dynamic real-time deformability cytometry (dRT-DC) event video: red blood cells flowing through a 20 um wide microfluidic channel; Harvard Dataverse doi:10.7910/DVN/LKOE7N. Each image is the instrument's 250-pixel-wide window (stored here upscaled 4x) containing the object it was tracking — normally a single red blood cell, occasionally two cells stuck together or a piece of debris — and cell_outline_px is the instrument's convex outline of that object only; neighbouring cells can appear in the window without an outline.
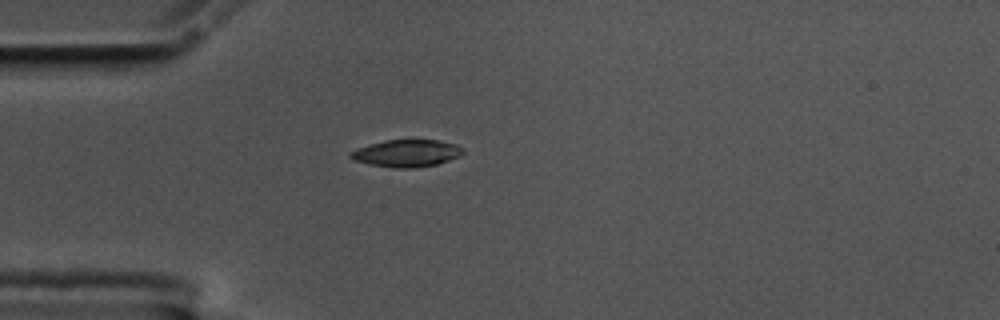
{"species": "common noctule bat (a hibernating species)", "species_latin": "Nyctalus noctula", "temperature_condition": "cold", "stored_images_in_passage": 42, "camera_frame_rate_fps": 3000, "um_per_image_px": 0.085, "animal": {"sex": "male", "body_mass_g": 17.5, "forearm_length_mm": 52.3}, "frame": {"image": 1, "passage_image": 1, "time_ms": 0.0, "image_size_px": [1000, 320], "cell_outline_px": [[464, 152], [460, 156], [436, 164], [412, 168], [396, 168], [372, 164], [356, 160], [348, 156], [348, 152], [356, 148], [384, 140], [412, 136], [416, 136], [456, 144], [464, 148]], "centroid_in_image_um": [34.58, 12.96], "position_along_channel_um": 50.4, "area_um2": 18.5}}
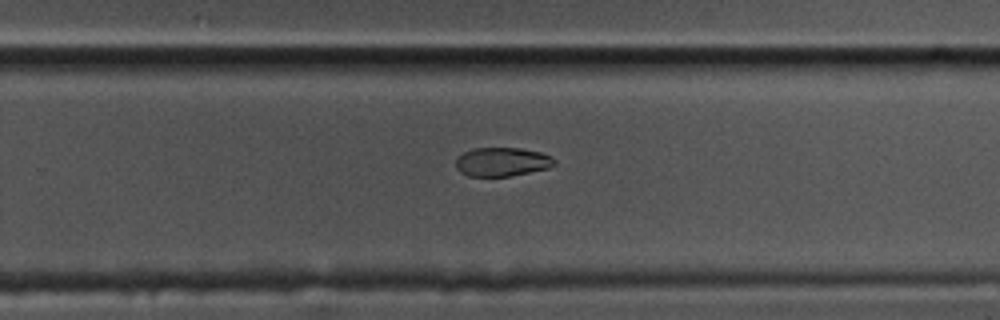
{"frame": {"image": 2, "passage_image": 22, "time_ms": 7.0, "image_size_px": [1000, 320], "cell_outline_px": [[556, 164], [548, 168], [512, 176], [468, 176], [460, 172], [456, 168], [456, 160], [464, 152], [472, 148], [520, 148], [540, 152], [552, 156], [556, 160]], "centroid_in_image_um": [42.7, 13.76], "position_along_channel_um": 287.1, "area_um2": 16.65}}
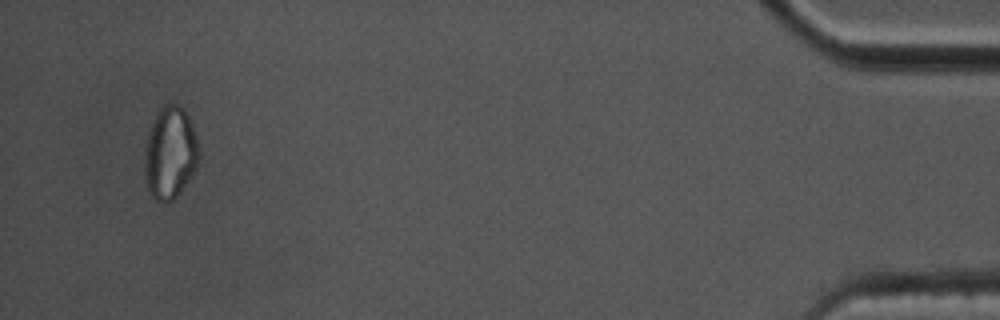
{"frame": {"image": 3, "passage_image": 40, "time_ms": 13.0, "image_size_px": [1000, 320], "cell_outline_px": [[200, 164], [180, 192], [172, 200], [164, 204], [156, 200], [148, 192], [144, 180], [144, 144], [148, 132], [156, 112], [164, 104], [176, 104], [184, 108], [188, 116], [196, 136], [200, 148]], "centroid_in_image_um": [14.45, 13.02], "position_along_channel_um": 420.8, "area_um2": 30.06}}